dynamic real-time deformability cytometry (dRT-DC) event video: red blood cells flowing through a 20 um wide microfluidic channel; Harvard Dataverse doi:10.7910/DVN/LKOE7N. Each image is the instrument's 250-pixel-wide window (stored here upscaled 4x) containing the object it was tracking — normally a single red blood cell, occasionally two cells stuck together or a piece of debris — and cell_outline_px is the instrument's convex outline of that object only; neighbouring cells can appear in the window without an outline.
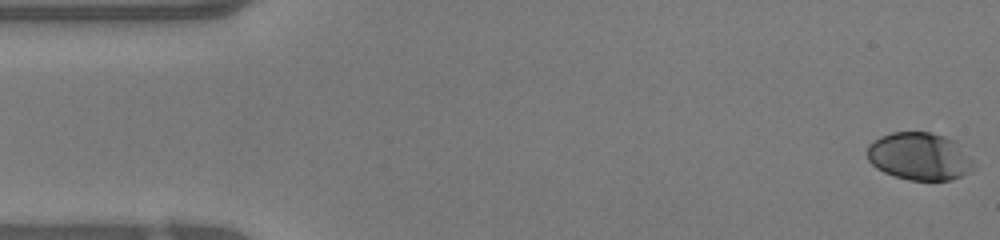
{"species": "human", "species_latin": "Homo sapiens", "temperature_condition": "warm", "stored_images_in_passage": 48, "camera_frame_rate_fps": 3000, "um_per_image_px": 0.085, "donor": {"sex": "female"}, "frame": {"image": 1, "passage_image": 1, "time_ms": 0.0, "image_size_px": [1000, 240], "cell_outline_px": [[972, 172], [952, 180], [908, 180], [884, 172], [876, 168], [868, 160], [868, 144], [880, 136], [892, 132], [932, 132], [956, 140], [972, 160]], "centroid_in_image_um": [78.16, 13.29], "position_along_channel_um": 6.8, "area_um2": 29.65}}
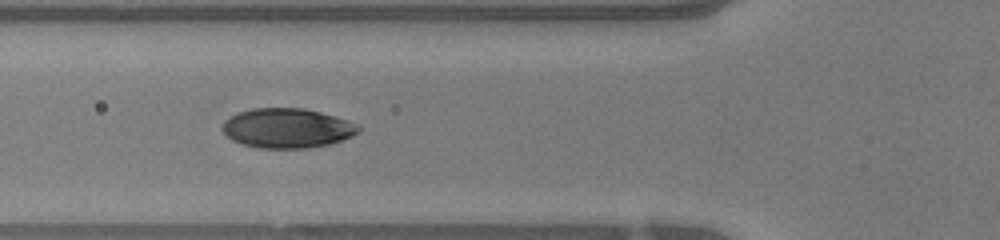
{"frame": {"image": 2, "passage_image": 17, "time_ms": 5.333, "image_size_px": [1000, 240], "cell_outline_px": [[360, 132], [352, 136], [328, 144], [308, 148], [260, 148], [244, 144], [232, 140], [220, 128], [224, 120], [236, 112], [252, 108], [304, 108], [320, 112], [348, 120], [356, 124], [360, 128]], "centroid_in_image_um": [24.38, 10.88], "position_along_channel_um": 101.4, "area_um2": 31.44}}
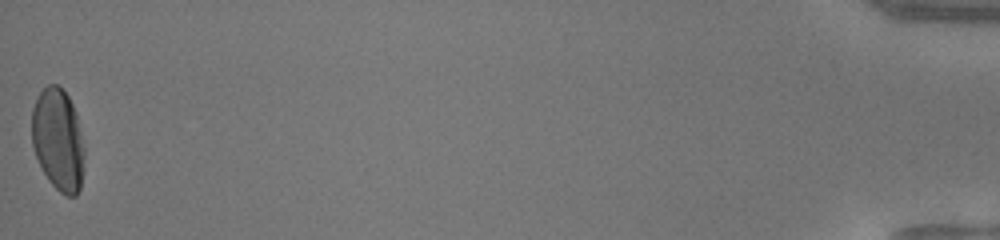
{"frame": {"image": 3, "passage_image": 48, "time_ms": 15.667, "image_size_px": [1000, 240], "cell_outline_px": [[84, 156], [80, 188], [76, 196], [68, 196], [60, 192], [48, 180], [36, 156], [32, 144], [32, 108], [36, 96], [48, 84], [56, 84], [68, 96], [76, 112], [84, 148]], "centroid_in_image_um": [4.93, 11.86], "position_along_channel_um": 430.3, "area_um2": 31.15}, "authors_computed_cell_mechanics": {"area_um2": 31.3276, "velocity_mm_per_s": 4.2344, "shape_relaxation_time_tau1_ms": 4.4353, "shape_relaxation_time_tau2_ms": null, "deformation_change_tau1": 0.198, "deformation_change_tau2": null}}